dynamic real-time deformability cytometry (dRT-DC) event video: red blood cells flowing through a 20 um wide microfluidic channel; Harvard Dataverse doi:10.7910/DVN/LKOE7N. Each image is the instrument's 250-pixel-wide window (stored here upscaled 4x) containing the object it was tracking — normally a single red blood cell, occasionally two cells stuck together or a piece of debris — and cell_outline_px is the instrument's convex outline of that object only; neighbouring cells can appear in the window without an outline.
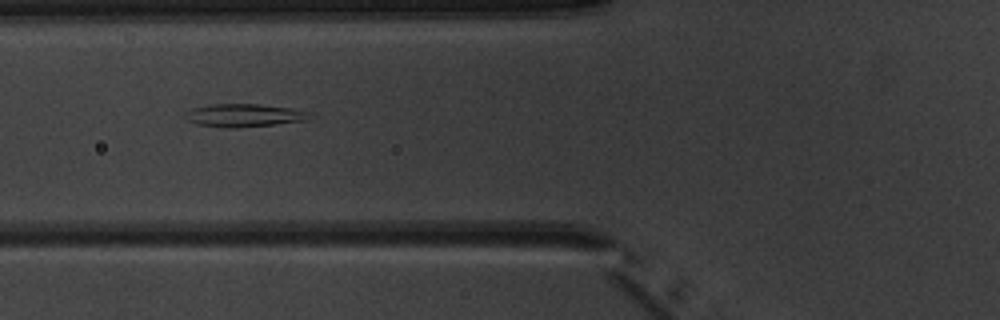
{"species": "common noctule bat (a hibernating species)", "species_latin": "Nyctalus noctula", "temperature_condition": "warm", "stored_images_in_passage": 5, "camera_frame_rate_fps": 3000, "um_per_image_px": 0.085, "animal": {"sex": "male", "body_mass_g": 20.1, "forearm_length_mm": 53.5}, "frame": {"image": 1, "passage_image": 4, "time_ms": 3.333, "image_size_px": [1000, 320], "cell_outline_px": [[308, 120], [272, 124], [228, 128], [196, 124], [188, 120], [184, 112], [192, 108], [212, 104], [260, 104], [292, 108], [304, 112], [308, 116]], "centroid_in_image_um": [20.66, 9.79], "position_along_channel_um": 105.1, "area_um2": 16.24}}
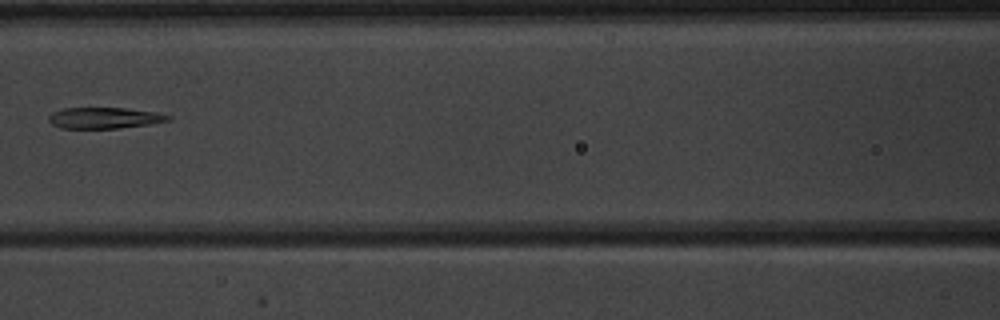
{"frame": {"image": 2, "passage_image": 5, "time_ms": 4.667, "image_size_px": [1000, 320], "cell_outline_px": [[172, 120], [148, 124], [120, 128], [60, 128], [52, 124], [48, 120], [48, 116], [52, 112], [60, 108], [128, 108], [156, 112], [172, 116]], "centroid_in_image_um": [8.87, 10.02], "position_along_channel_um": 157.7, "area_um2": 14.8}}